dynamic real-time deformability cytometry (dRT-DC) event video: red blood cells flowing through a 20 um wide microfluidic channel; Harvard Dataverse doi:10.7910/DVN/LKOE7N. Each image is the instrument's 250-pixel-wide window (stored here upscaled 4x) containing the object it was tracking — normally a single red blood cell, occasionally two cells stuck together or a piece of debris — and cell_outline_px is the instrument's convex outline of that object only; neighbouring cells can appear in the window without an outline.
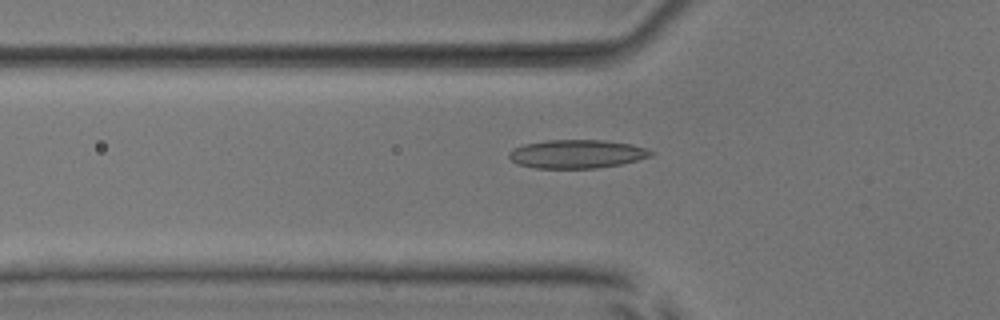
{"species": "common noctule bat (a hibernating species)", "species_latin": "Nyctalus noctula", "temperature_condition": "room temperature", "stored_images_in_passage": 52, "camera_frame_rate_fps": 3000, "um_per_image_px": 0.085, "animal": {"sex": "male", "body_mass_g": 17.9, "forearm_length_mm": 54.2}, "frame": {"image": 1, "passage_image": 18, "time_ms": 5.667, "image_size_px": [1000, 320], "cell_outline_px": [[656, 152], [648, 156], [636, 160], [620, 164], [596, 168], [536, 168], [516, 164], [508, 156], [508, 152], [512, 148], [524, 144], [544, 140], [604, 140], [632, 144]], "centroid_in_image_um": [48.97, 13.08], "position_along_channel_um": 76.8, "area_um2": 23.58}}
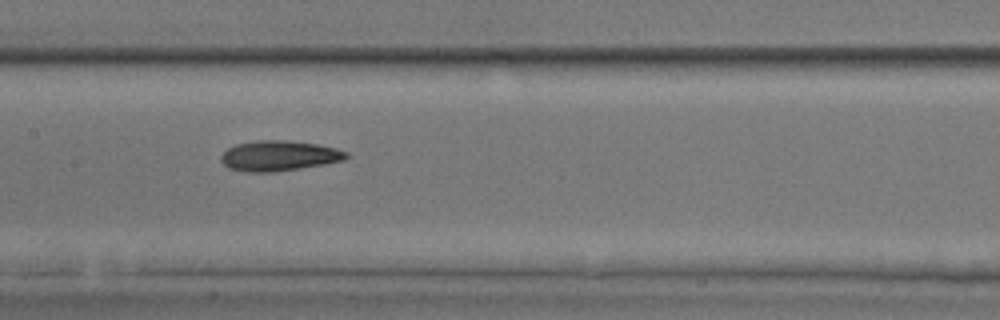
{"frame": {"image": 2, "passage_image": 26, "time_ms": 8.333, "image_size_px": [1000, 320], "cell_outline_px": [[348, 156], [344, 160], [324, 164], [300, 168], [272, 172], [248, 172], [228, 168], [220, 160], [220, 156], [228, 148], [236, 144], [256, 140], [284, 140], [320, 144], [336, 148], [348, 152]], "centroid_in_image_um": [23.71, 13.23], "position_along_channel_um": 183.7, "area_um2": 22.14}}
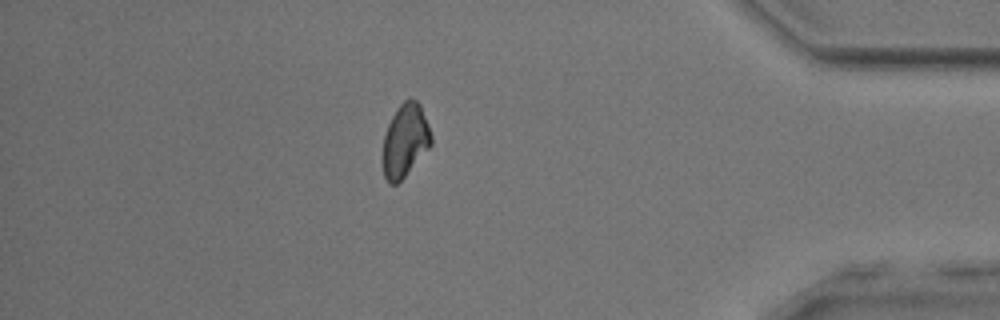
{"frame": {"image": 3, "passage_image": 45, "time_ms": 14.667, "image_size_px": [1000, 320], "cell_outline_px": [[432, 144], [404, 176], [396, 184], [388, 184], [384, 176], [384, 136], [388, 124], [392, 116], [400, 104], [408, 96], [416, 100], [420, 104], [428, 124], [432, 136]], "centroid_in_image_um": [34.45, 11.9], "position_along_channel_um": 400.8, "area_um2": 20.29}, "authors_computed_cell_mechanics": {"area_um2": 21.8773, "velocity_mm_per_s": 3.9989, "shape_relaxation_time_tau1_ms": 5.754, "shape_relaxation_time_tau2_ms": 5.141, "deformation_change_tau1": 0.1321, "deformation_change_tau2": 0.1135}}